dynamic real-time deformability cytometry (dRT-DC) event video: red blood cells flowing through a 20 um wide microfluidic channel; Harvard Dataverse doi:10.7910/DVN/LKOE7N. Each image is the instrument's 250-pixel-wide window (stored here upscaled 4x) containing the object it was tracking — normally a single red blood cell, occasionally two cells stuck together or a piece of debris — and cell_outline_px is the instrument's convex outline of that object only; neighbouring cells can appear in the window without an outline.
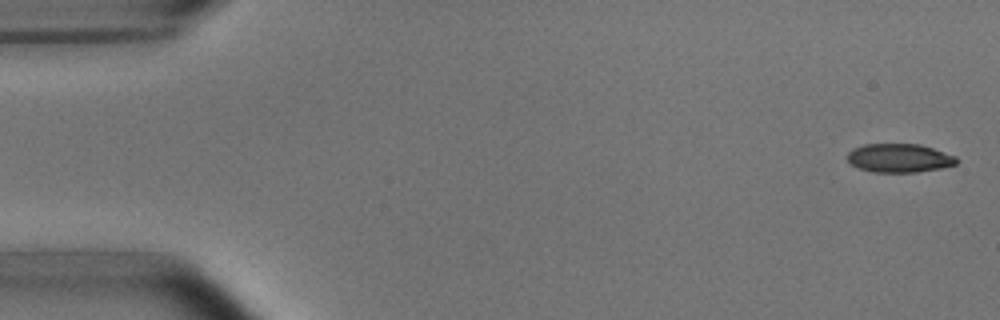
{"species": "common noctule bat (a hibernating species)", "species_latin": "Nyctalus noctula", "temperature_condition": "room temperature", "stored_images_in_passage": 4, "segment_of_instrument_passage": [2, 2], "camera_frame_rate_fps": 3000, "um_per_image_px": 0.085, "animal": {"sex": "male", "body_mass_g": 15.6}, "frame": {"image": 1, "passage_image": 4, "time_ms": 3.667, "image_size_px": [1000, 320], "cell_outline_px": [[960, 160], [956, 164], [940, 168], [916, 172], [872, 172], [860, 168], [852, 164], [848, 160], [848, 152], [852, 148], [864, 144], [920, 144], [956, 156]], "centroid_in_image_um": [76.45, 13.43], "position_along_channel_um": 8.6, "area_um2": 18.21}}